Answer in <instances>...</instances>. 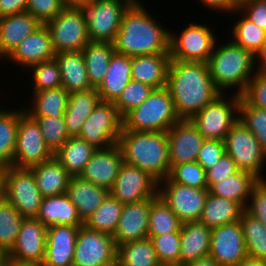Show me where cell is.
<instances>
[{
  "instance_id": "obj_37",
  "label": "cell",
  "mask_w": 266,
  "mask_h": 266,
  "mask_svg": "<svg viewBox=\"0 0 266 266\" xmlns=\"http://www.w3.org/2000/svg\"><path fill=\"white\" fill-rule=\"evenodd\" d=\"M115 49L113 43L90 41L83 49L88 79L93 88L102 82Z\"/></svg>"
},
{
  "instance_id": "obj_38",
  "label": "cell",
  "mask_w": 266,
  "mask_h": 266,
  "mask_svg": "<svg viewBox=\"0 0 266 266\" xmlns=\"http://www.w3.org/2000/svg\"><path fill=\"white\" fill-rule=\"evenodd\" d=\"M232 14L234 21L236 17L239 16L240 18H236V21L232 23L234 25L228 27L231 28L229 32L232 33L229 39L236 45L250 51L256 57L263 48L266 31L247 19L239 10H235Z\"/></svg>"
},
{
  "instance_id": "obj_21",
  "label": "cell",
  "mask_w": 266,
  "mask_h": 266,
  "mask_svg": "<svg viewBox=\"0 0 266 266\" xmlns=\"http://www.w3.org/2000/svg\"><path fill=\"white\" fill-rule=\"evenodd\" d=\"M123 163L122 152L117 144L105 149H97L79 176L110 190Z\"/></svg>"
},
{
  "instance_id": "obj_19",
  "label": "cell",
  "mask_w": 266,
  "mask_h": 266,
  "mask_svg": "<svg viewBox=\"0 0 266 266\" xmlns=\"http://www.w3.org/2000/svg\"><path fill=\"white\" fill-rule=\"evenodd\" d=\"M55 55L49 30L45 24H41L14 49L5 61L29 70L35 64L54 59Z\"/></svg>"
},
{
  "instance_id": "obj_28",
  "label": "cell",
  "mask_w": 266,
  "mask_h": 266,
  "mask_svg": "<svg viewBox=\"0 0 266 266\" xmlns=\"http://www.w3.org/2000/svg\"><path fill=\"white\" fill-rule=\"evenodd\" d=\"M131 80V56L114 52L107 72L96 88L100 100L115 102Z\"/></svg>"
},
{
  "instance_id": "obj_63",
  "label": "cell",
  "mask_w": 266,
  "mask_h": 266,
  "mask_svg": "<svg viewBox=\"0 0 266 266\" xmlns=\"http://www.w3.org/2000/svg\"><path fill=\"white\" fill-rule=\"evenodd\" d=\"M235 266H266V261L248 257Z\"/></svg>"
},
{
  "instance_id": "obj_4",
  "label": "cell",
  "mask_w": 266,
  "mask_h": 266,
  "mask_svg": "<svg viewBox=\"0 0 266 266\" xmlns=\"http://www.w3.org/2000/svg\"><path fill=\"white\" fill-rule=\"evenodd\" d=\"M207 64L215 87L227 94L242 95L257 71L256 57L229 37L222 44L217 40Z\"/></svg>"
},
{
  "instance_id": "obj_48",
  "label": "cell",
  "mask_w": 266,
  "mask_h": 266,
  "mask_svg": "<svg viewBox=\"0 0 266 266\" xmlns=\"http://www.w3.org/2000/svg\"><path fill=\"white\" fill-rule=\"evenodd\" d=\"M148 238L152 241L161 265L180 266V232H172L161 236H148Z\"/></svg>"
},
{
  "instance_id": "obj_47",
  "label": "cell",
  "mask_w": 266,
  "mask_h": 266,
  "mask_svg": "<svg viewBox=\"0 0 266 266\" xmlns=\"http://www.w3.org/2000/svg\"><path fill=\"white\" fill-rule=\"evenodd\" d=\"M239 120L257 138L266 153V110L251 106L241 96Z\"/></svg>"
},
{
  "instance_id": "obj_18",
  "label": "cell",
  "mask_w": 266,
  "mask_h": 266,
  "mask_svg": "<svg viewBox=\"0 0 266 266\" xmlns=\"http://www.w3.org/2000/svg\"><path fill=\"white\" fill-rule=\"evenodd\" d=\"M169 162L172 168L186 162H195L205 140L190 119H180L168 131Z\"/></svg>"
},
{
  "instance_id": "obj_3",
  "label": "cell",
  "mask_w": 266,
  "mask_h": 266,
  "mask_svg": "<svg viewBox=\"0 0 266 266\" xmlns=\"http://www.w3.org/2000/svg\"><path fill=\"white\" fill-rule=\"evenodd\" d=\"M117 145L124 163L147 172L158 183L170 172L167 132L131 131L124 127Z\"/></svg>"
},
{
  "instance_id": "obj_22",
  "label": "cell",
  "mask_w": 266,
  "mask_h": 266,
  "mask_svg": "<svg viewBox=\"0 0 266 266\" xmlns=\"http://www.w3.org/2000/svg\"><path fill=\"white\" fill-rule=\"evenodd\" d=\"M152 198L124 204L113 235L116 246L148 238L149 211Z\"/></svg>"
},
{
  "instance_id": "obj_8",
  "label": "cell",
  "mask_w": 266,
  "mask_h": 266,
  "mask_svg": "<svg viewBox=\"0 0 266 266\" xmlns=\"http://www.w3.org/2000/svg\"><path fill=\"white\" fill-rule=\"evenodd\" d=\"M3 197L24 219L36 218L43 196L29 168L9 166L3 173Z\"/></svg>"
},
{
  "instance_id": "obj_50",
  "label": "cell",
  "mask_w": 266,
  "mask_h": 266,
  "mask_svg": "<svg viewBox=\"0 0 266 266\" xmlns=\"http://www.w3.org/2000/svg\"><path fill=\"white\" fill-rule=\"evenodd\" d=\"M153 89L154 88L148 84L131 80L114 102L121 117L124 118L130 111L137 108L148 98Z\"/></svg>"
},
{
  "instance_id": "obj_26",
  "label": "cell",
  "mask_w": 266,
  "mask_h": 266,
  "mask_svg": "<svg viewBox=\"0 0 266 266\" xmlns=\"http://www.w3.org/2000/svg\"><path fill=\"white\" fill-rule=\"evenodd\" d=\"M211 230L201 221L182 223L180 266L209 255Z\"/></svg>"
},
{
  "instance_id": "obj_29",
  "label": "cell",
  "mask_w": 266,
  "mask_h": 266,
  "mask_svg": "<svg viewBox=\"0 0 266 266\" xmlns=\"http://www.w3.org/2000/svg\"><path fill=\"white\" fill-rule=\"evenodd\" d=\"M36 218L47 228L53 225H83L76 206L66 193L58 196L43 197Z\"/></svg>"
},
{
  "instance_id": "obj_53",
  "label": "cell",
  "mask_w": 266,
  "mask_h": 266,
  "mask_svg": "<svg viewBox=\"0 0 266 266\" xmlns=\"http://www.w3.org/2000/svg\"><path fill=\"white\" fill-rule=\"evenodd\" d=\"M244 210L266 227V179H259L254 185Z\"/></svg>"
},
{
  "instance_id": "obj_36",
  "label": "cell",
  "mask_w": 266,
  "mask_h": 266,
  "mask_svg": "<svg viewBox=\"0 0 266 266\" xmlns=\"http://www.w3.org/2000/svg\"><path fill=\"white\" fill-rule=\"evenodd\" d=\"M97 149L87 141L70 137L54 154V158L70 176H79Z\"/></svg>"
},
{
  "instance_id": "obj_45",
  "label": "cell",
  "mask_w": 266,
  "mask_h": 266,
  "mask_svg": "<svg viewBox=\"0 0 266 266\" xmlns=\"http://www.w3.org/2000/svg\"><path fill=\"white\" fill-rule=\"evenodd\" d=\"M29 69L28 72L32 73V79L29 80H31L30 84L33 90L28 89V91L37 92L62 86L61 72L55 58L35 64Z\"/></svg>"
},
{
  "instance_id": "obj_33",
  "label": "cell",
  "mask_w": 266,
  "mask_h": 266,
  "mask_svg": "<svg viewBox=\"0 0 266 266\" xmlns=\"http://www.w3.org/2000/svg\"><path fill=\"white\" fill-rule=\"evenodd\" d=\"M29 169L33 172L43 197L63 195L67 192L71 176L54 157Z\"/></svg>"
},
{
  "instance_id": "obj_42",
  "label": "cell",
  "mask_w": 266,
  "mask_h": 266,
  "mask_svg": "<svg viewBox=\"0 0 266 266\" xmlns=\"http://www.w3.org/2000/svg\"><path fill=\"white\" fill-rule=\"evenodd\" d=\"M124 204L110 194L102 204L83 222L87 228L114 235Z\"/></svg>"
},
{
  "instance_id": "obj_57",
  "label": "cell",
  "mask_w": 266,
  "mask_h": 266,
  "mask_svg": "<svg viewBox=\"0 0 266 266\" xmlns=\"http://www.w3.org/2000/svg\"><path fill=\"white\" fill-rule=\"evenodd\" d=\"M199 1L203 7L212 10L215 13L222 14V16L226 15V17H230L235 10H238L239 0H196Z\"/></svg>"
},
{
  "instance_id": "obj_12",
  "label": "cell",
  "mask_w": 266,
  "mask_h": 266,
  "mask_svg": "<svg viewBox=\"0 0 266 266\" xmlns=\"http://www.w3.org/2000/svg\"><path fill=\"white\" fill-rule=\"evenodd\" d=\"M122 128L123 118L114 102L100 100L85 120L78 137L96 149H105L117 144Z\"/></svg>"
},
{
  "instance_id": "obj_25",
  "label": "cell",
  "mask_w": 266,
  "mask_h": 266,
  "mask_svg": "<svg viewBox=\"0 0 266 266\" xmlns=\"http://www.w3.org/2000/svg\"><path fill=\"white\" fill-rule=\"evenodd\" d=\"M170 53L131 57V79L159 89L166 87Z\"/></svg>"
},
{
  "instance_id": "obj_49",
  "label": "cell",
  "mask_w": 266,
  "mask_h": 266,
  "mask_svg": "<svg viewBox=\"0 0 266 266\" xmlns=\"http://www.w3.org/2000/svg\"><path fill=\"white\" fill-rule=\"evenodd\" d=\"M168 178L172 182L198 189H208L206 171L197 162L180 163L170 169Z\"/></svg>"
},
{
  "instance_id": "obj_11",
  "label": "cell",
  "mask_w": 266,
  "mask_h": 266,
  "mask_svg": "<svg viewBox=\"0 0 266 266\" xmlns=\"http://www.w3.org/2000/svg\"><path fill=\"white\" fill-rule=\"evenodd\" d=\"M128 7L122 0H94L91 4L81 7L89 40L113 43Z\"/></svg>"
},
{
  "instance_id": "obj_40",
  "label": "cell",
  "mask_w": 266,
  "mask_h": 266,
  "mask_svg": "<svg viewBox=\"0 0 266 266\" xmlns=\"http://www.w3.org/2000/svg\"><path fill=\"white\" fill-rule=\"evenodd\" d=\"M116 266H162L150 238L128 242L117 247Z\"/></svg>"
},
{
  "instance_id": "obj_65",
  "label": "cell",
  "mask_w": 266,
  "mask_h": 266,
  "mask_svg": "<svg viewBox=\"0 0 266 266\" xmlns=\"http://www.w3.org/2000/svg\"><path fill=\"white\" fill-rule=\"evenodd\" d=\"M122 1L127 3L129 6H143L144 5V1L141 2L140 0H122Z\"/></svg>"
},
{
  "instance_id": "obj_58",
  "label": "cell",
  "mask_w": 266,
  "mask_h": 266,
  "mask_svg": "<svg viewBox=\"0 0 266 266\" xmlns=\"http://www.w3.org/2000/svg\"><path fill=\"white\" fill-rule=\"evenodd\" d=\"M28 0H0V17L26 11Z\"/></svg>"
},
{
  "instance_id": "obj_62",
  "label": "cell",
  "mask_w": 266,
  "mask_h": 266,
  "mask_svg": "<svg viewBox=\"0 0 266 266\" xmlns=\"http://www.w3.org/2000/svg\"><path fill=\"white\" fill-rule=\"evenodd\" d=\"M7 266H44L40 262L19 261L9 258Z\"/></svg>"
},
{
  "instance_id": "obj_61",
  "label": "cell",
  "mask_w": 266,
  "mask_h": 266,
  "mask_svg": "<svg viewBox=\"0 0 266 266\" xmlns=\"http://www.w3.org/2000/svg\"><path fill=\"white\" fill-rule=\"evenodd\" d=\"M94 0H62L66 8H81L91 4Z\"/></svg>"
},
{
  "instance_id": "obj_31",
  "label": "cell",
  "mask_w": 266,
  "mask_h": 266,
  "mask_svg": "<svg viewBox=\"0 0 266 266\" xmlns=\"http://www.w3.org/2000/svg\"><path fill=\"white\" fill-rule=\"evenodd\" d=\"M54 58L59 64L62 87L69 93L93 88L88 79L82 51L59 52Z\"/></svg>"
},
{
  "instance_id": "obj_15",
  "label": "cell",
  "mask_w": 266,
  "mask_h": 266,
  "mask_svg": "<svg viewBox=\"0 0 266 266\" xmlns=\"http://www.w3.org/2000/svg\"><path fill=\"white\" fill-rule=\"evenodd\" d=\"M208 193V189L182 185L168 177L158 183V195L182 223L199 221Z\"/></svg>"
},
{
  "instance_id": "obj_32",
  "label": "cell",
  "mask_w": 266,
  "mask_h": 266,
  "mask_svg": "<svg viewBox=\"0 0 266 266\" xmlns=\"http://www.w3.org/2000/svg\"><path fill=\"white\" fill-rule=\"evenodd\" d=\"M258 181L259 178L252 173L238 170L224 179H215V183L208 187V191L212 195L236 201L245 209L252 189Z\"/></svg>"
},
{
  "instance_id": "obj_13",
  "label": "cell",
  "mask_w": 266,
  "mask_h": 266,
  "mask_svg": "<svg viewBox=\"0 0 266 266\" xmlns=\"http://www.w3.org/2000/svg\"><path fill=\"white\" fill-rule=\"evenodd\" d=\"M56 53L82 51L90 42L87 24L80 8H64L45 24Z\"/></svg>"
},
{
  "instance_id": "obj_51",
  "label": "cell",
  "mask_w": 266,
  "mask_h": 266,
  "mask_svg": "<svg viewBox=\"0 0 266 266\" xmlns=\"http://www.w3.org/2000/svg\"><path fill=\"white\" fill-rule=\"evenodd\" d=\"M241 96L251 106L266 110V71L257 70Z\"/></svg>"
},
{
  "instance_id": "obj_60",
  "label": "cell",
  "mask_w": 266,
  "mask_h": 266,
  "mask_svg": "<svg viewBox=\"0 0 266 266\" xmlns=\"http://www.w3.org/2000/svg\"><path fill=\"white\" fill-rule=\"evenodd\" d=\"M256 67L257 70L266 71V40L262 50L256 56Z\"/></svg>"
},
{
  "instance_id": "obj_56",
  "label": "cell",
  "mask_w": 266,
  "mask_h": 266,
  "mask_svg": "<svg viewBox=\"0 0 266 266\" xmlns=\"http://www.w3.org/2000/svg\"><path fill=\"white\" fill-rule=\"evenodd\" d=\"M238 170L231 157L227 153H224L217 163L206 170L207 186L209 187L215 183V179H224L236 173Z\"/></svg>"
},
{
  "instance_id": "obj_16",
  "label": "cell",
  "mask_w": 266,
  "mask_h": 266,
  "mask_svg": "<svg viewBox=\"0 0 266 266\" xmlns=\"http://www.w3.org/2000/svg\"><path fill=\"white\" fill-rule=\"evenodd\" d=\"M109 193L120 203H136L156 196L158 182L138 167L123 163Z\"/></svg>"
},
{
  "instance_id": "obj_46",
  "label": "cell",
  "mask_w": 266,
  "mask_h": 266,
  "mask_svg": "<svg viewBox=\"0 0 266 266\" xmlns=\"http://www.w3.org/2000/svg\"><path fill=\"white\" fill-rule=\"evenodd\" d=\"M38 123L43 139L48 148L55 154L70 138L64 116H31Z\"/></svg>"
},
{
  "instance_id": "obj_66",
  "label": "cell",
  "mask_w": 266,
  "mask_h": 266,
  "mask_svg": "<svg viewBox=\"0 0 266 266\" xmlns=\"http://www.w3.org/2000/svg\"><path fill=\"white\" fill-rule=\"evenodd\" d=\"M3 173L4 168L0 166V199L3 197Z\"/></svg>"
},
{
  "instance_id": "obj_5",
  "label": "cell",
  "mask_w": 266,
  "mask_h": 266,
  "mask_svg": "<svg viewBox=\"0 0 266 266\" xmlns=\"http://www.w3.org/2000/svg\"><path fill=\"white\" fill-rule=\"evenodd\" d=\"M180 118L166 87L153 89L148 98L123 118L131 131L167 132Z\"/></svg>"
},
{
  "instance_id": "obj_10",
  "label": "cell",
  "mask_w": 266,
  "mask_h": 266,
  "mask_svg": "<svg viewBox=\"0 0 266 266\" xmlns=\"http://www.w3.org/2000/svg\"><path fill=\"white\" fill-rule=\"evenodd\" d=\"M54 157L46 145L36 120L19 108V123L12 165L18 168H31Z\"/></svg>"
},
{
  "instance_id": "obj_17",
  "label": "cell",
  "mask_w": 266,
  "mask_h": 266,
  "mask_svg": "<svg viewBox=\"0 0 266 266\" xmlns=\"http://www.w3.org/2000/svg\"><path fill=\"white\" fill-rule=\"evenodd\" d=\"M209 256L220 266H235L248 258L240 220L211 230Z\"/></svg>"
},
{
  "instance_id": "obj_41",
  "label": "cell",
  "mask_w": 266,
  "mask_h": 266,
  "mask_svg": "<svg viewBox=\"0 0 266 266\" xmlns=\"http://www.w3.org/2000/svg\"><path fill=\"white\" fill-rule=\"evenodd\" d=\"M182 222L158 194L152 197L149 211L148 236L180 232Z\"/></svg>"
},
{
  "instance_id": "obj_30",
  "label": "cell",
  "mask_w": 266,
  "mask_h": 266,
  "mask_svg": "<svg viewBox=\"0 0 266 266\" xmlns=\"http://www.w3.org/2000/svg\"><path fill=\"white\" fill-rule=\"evenodd\" d=\"M99 102L100 96L96 88L70 93L68 105L64 113L69 137L79 136L85 120Z\"/></svg>"
},
{
  "instance_id": "obj_14",
  "label": "cell",
  "mask_w": 266,
  "mask_h": 266,
  "mask_svg": "<svg viewBox=\"0 0 266 266\" xmlns=\"http://www.w3.org/2000/svg\"><path fill=\"white\" fill-rule=\"evenodd\" d=\"M117 246L112 235L80 226L73 266H116Z\"/></svg>"
},
{
  "instance_id": "obj_59",
  "label": "cell",
  "mask_w": 266,
  "mask_h": 266,
  "mask_svg": "<svg viewBox=\"0 0 266 266\" xmlns=\"http://www.w3.org/2000/svg\"><path fill=\"white\" fill-rule=\"evenodd\" d=\"M182 266H220L211 256H205Z\"/></svg>"
},
{
  "instance_id": "obj_52",
  "label": "cell",
  "mask_w": 266,
  "mask_h": 266,
  "mask_svg": "<svg viewBox=\"0 0 266 266\" xmlns=\"http://www.w3.org/2000/svg\"><path fill=\"white\" fill-rule=\"evenodd\" d=\"M64 8L62 0H28L26 11L34 16L41 24H46Z\"/></svg>"
},
{
  "instance_id": "obj_44",
  "label": "cell",
  "mask_w": 266,
  "mask_h": 266,
  "mask_svg": "<svg viewBox=\"0 0 266 266\" xmlns=\"http://www.w3.org/2000/svg\"><path fill=\"white\" fill-rule=\"evenodd\" d=\"M23 219L9 201L4 197L0 199V248L8 252L12 249Z\"/></svg>"
},
{
  "instance_id": "obj_20",
  "label": "cell",
  "mask_w": 266,
  "mask_h": 266,
  "mask_svg": "<svg viewBox=\"0 0 266 266\" xmlns=\"http://www.w3.org/2000/svg\"><path fill=\"white\" fill-rule=\"evenodd\" d=\"M47 227L37 218L23 219L15 245L9 251L11 259L40 262L45 257Z\"/></svg>"
},
{
  "instance_id": "obj_2",
  "label": "cell",
  "mask_w": 266,
  "mask_h": 266,
  "mask_svg": "<svg viewBox=\"0 0 266 266\" xmlns=\"http://www.w3.org/2000/svg\"><path fill=\"white\" fill-rule=\"evenodd\" d=\"M162 24L145 5L129 6L113 41L115 52L131 57L170 53V29Z\"/></svg>"
},
{
  "instance_id": "obj_39",
  "label": "cell",
  "mask_w": 266,
  "mask_h": 266,
  "mask_svg": "<svg viewBox=\"0 0 266 266\" xmlns=\"http://www.w3.org/2000/svg\"><path fill=\"white\" fill-rule=\"evenodd\" d=\"M19 123V108L0 106V166L12 165Z\"/></svg>"
},
{
  "instance_id": "obj_27",
  "label": "cell",
  "mask_w": 266,
  "mask_h": 266,
  "mask_svg": "<svg viewBox=\"0 0 266 266\" xmlns=\"http://www.w3.org/2000/svg\"><path fill=\"white\" fill-rule=\"evenodd\" d=\"M66 194L76 206L77 213L84 222L110 193L108 189L84 180L80 176H71Z\"/></svg>"
},
{
  "instance_id": "obj_54",
  "label": "cell",
  "mask_w": 266,
  "mask_h": 266,
  "mask_svg": "<svg viewBox=\"0 0 266 266\" xmlns=\"http://www.w3.org/2000/svg\"><path fill=\"white\" fill-rule=\"evenodd\" d=\"M225 153L224 141L218 139H205L199 154L197 157V162L204 168L208 170L211 168Z\"/></svg>"
},
{
  "instance_id": "obj_64",
  "label": "cell",
  "mask_w": 266,
  "mask_h": 266,
  "mask_svg": "<svg viewBox=\"0 0 266 266\" xmlns=\"http://www.w3.org/2000/svg\"><path fill=\"white\" fill-rule=\"evenodd\" d=\"M9 258V252L0 248V266H7Z\"/></svg>"
},
{
  "instance_id": "obj_34",
  "label": "cell",
  "mask_w": 266,
  "mask_h": 266,
  "mask_svg": "<svg viewBox=\"0 0 266 266\" xmlns=\"http://www.w3.org/2000/svg\"><path fill=\"white\" fill-rule=\"evenodd\" d=\"M27 105L23 108L30 116H64L70 93L62 86L32 92ZM30 104V105H29Z\"/></svg>"
},
{
  "instance_id": "obj_9",
  "label": "cell",
  "mask_w": 266,
  "mask_h": 266,
  "mask_svg": "<svg viewBox=\"0 0 266 266\" xmlns=\"http://www.w3.org/2000/svg\"><path fill=\"white\" fill-rule=\"evenodd\" d=\"M224 144L225 153L231 157L239 170L250 172L259 179H266L262 172L266 165V153L257 138L240 120L229 130Z\"/></svg>"
},
{
  "instance_id": "obj_35",
  "label": "cell",
  "mask_w": 266,
  "mask_h": 266,
  "mask_svg": "<svg viewBox=\"0 0 266 266\" xmlns=\"http://www.w3.org/2000/svg\"><path fill=\"white\" fill-rule=\"evenodd\" d=\"M244 208L236 201L208 193L199 221L210 229L240 220Z\"/></svg>"
},
{
  "instance_id": "obj_55",
  "label": "cell",
  "mask_w": 266,
  "mask_h": 266,
  "mask_svg": "<svg viewBox=\"0 0 266 266\" xmlns=\"http://www.w3.org/2000/svg\"><path fill=\"white\" fill-rule=\"evenodd\" d=\"M238 10L266 31V0H239Z\"/></svg>"
},
{
  "instance_id": "obj_6",
  "label": "cell",
  "mask_w": 266,
  "mask_h": 266,
  "mask_svg": "<svg viewBox=\"0 0 266 266\" xmlns=\"http://www.w3.org/2000/svg\"><path fill=\"white\" fill-rule=\"evenodd\" d=\"M241 95L221 93L190 120L205 139L224 141L239 120Z\"/></svg>"
},
{
  "instance_id": "obj_43",
  "label": "cell",
  "mask_w": 266,
  "mask_h": 266,
  "mask_svg": "<svg viewBox=\"0 0 266 266\" xmlns=\"http://www.w3.org/2000/svg\"><path fill=\"white\" fill-rule=\"evenodd\" d=\"M248 257L266 261V227L245 210L240 217Z\"/></svg>"
},
{
  "instance_id": "obj_1",
  "label": "cell",
  "mask_w": 266,
  "mask_h": 266,
  "mask_svg": "<svg viewBox=\"0 0 266 266\" xmlns=\"http://www.w3.org/2000/svg\"><path fill=\"white\" fill-rule=\"evenodd\" d=\"M166 88L180 119H191L221 94L214 85L208 64L204 62L171 59Z\"/></svg>"
},
{
  "instance_id": "obj_23",
  "label": "cell",
  "mask_w": 266,
  "mask_h": 266,
  "mask_svg": "<svg viewBox=\"0 0 266 266\" xmlns=\"http://www.w3.org/2000/svg\"><path fill=\"white\" fill-rule=\"evenodd\" d=\"M80 226L53 225L47 228L44 266H73Z\"/></svg>"
},
{
  "instance_id": "obj_7",
  "label": "cell",
  "mask_w": 266,
  "mask_h": 266,
  "mask_svg": "<svg viewBox=\"0 0 266 266\" xmlns=\"http://www.w3.org/2000/svg\"><path fill=\"white\" fill-rule=\"evenodd\" d=\"M205 22L184 25L181 33L170 29V56L183 62L207 63L219 40L214 30Z\"/></svg>"
},
{
  "instance_id": "obj_24",
  "label": "cell",
  "mask_w": 266,
  "mask_h": 266,
  "mask_svg": "<svg viewBox=\"0 0 266 266\" xmlns=\"http://www.w3.org/2000/svg\"><path fill=\"white\" fill-rule=\"evenodd\" d=\"M40 25L27 11L0 17V60L5 62L14 49Z\"/></svg>"
}]
</instances>
